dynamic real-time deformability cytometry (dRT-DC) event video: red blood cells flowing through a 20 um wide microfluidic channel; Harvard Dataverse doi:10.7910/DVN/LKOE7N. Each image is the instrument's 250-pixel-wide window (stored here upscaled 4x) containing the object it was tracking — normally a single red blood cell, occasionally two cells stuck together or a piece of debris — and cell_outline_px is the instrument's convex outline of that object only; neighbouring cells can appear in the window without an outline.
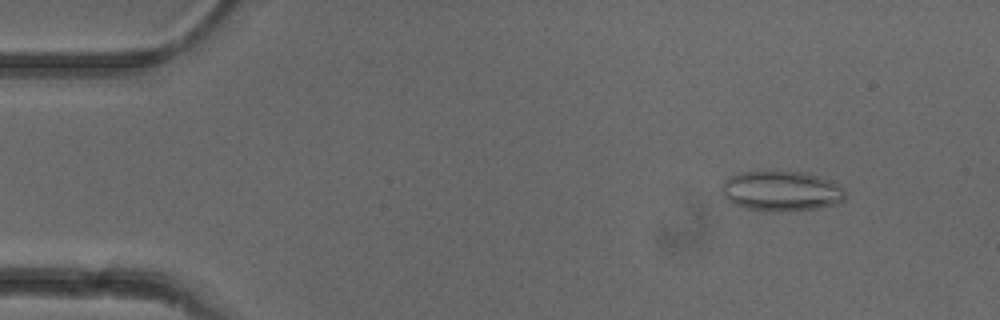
{"species": "common noctule bat (a hibernating species)", "species_latin": "Nyctalus noctula", "temperature_condition": "cold", "stored_images_in_passage": 52, "camera_frame_rate_fps": 3000, "um_per_image_px": 0.085, "animal": {"sex": "female"}, "frame": {"image": 1, "passage_image": 6, "time_ms": 1.667, "image_size_px": [1000, 320], "cell_outline_px": [[844, 200], [840, 204], [816, 208], [780, 212], [748, 208], [732, 204], [724, 196], [724, 180], [740, 172], [804, 172], [820, 176], [844, 188]], "centroid_in_image_um": [66.46, 16.25], "position_along_channel_um": 18.5, "area_um2": 28.55}}
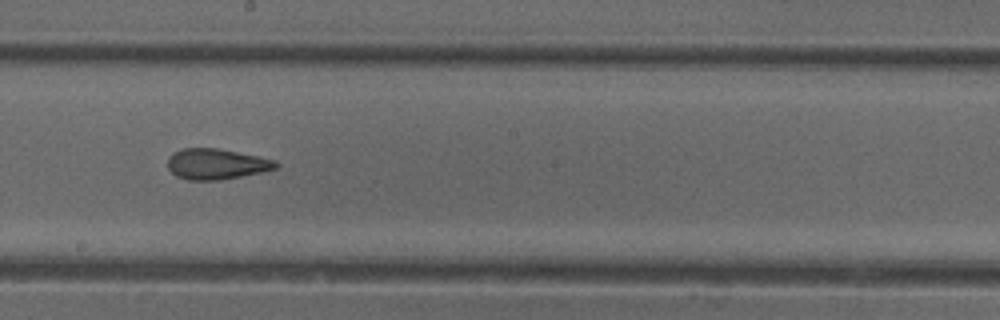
{"frame": {"image": 2, "passage_image": 29, "time_ms": 9.333, "image_size_px": [1000, 320], "cell_outline_px": [[280, 164], [276, 168], [260, 172], [220, 180], [188, 180], [176, 176], [168, 168], [168, 156], [172, 152], [184, 148], [216, 148], [276, 160]], "centroid_in_image_um": [18.35, 13.94], "position_along_channel_um": 229.8, "area_um2": 19.19}}
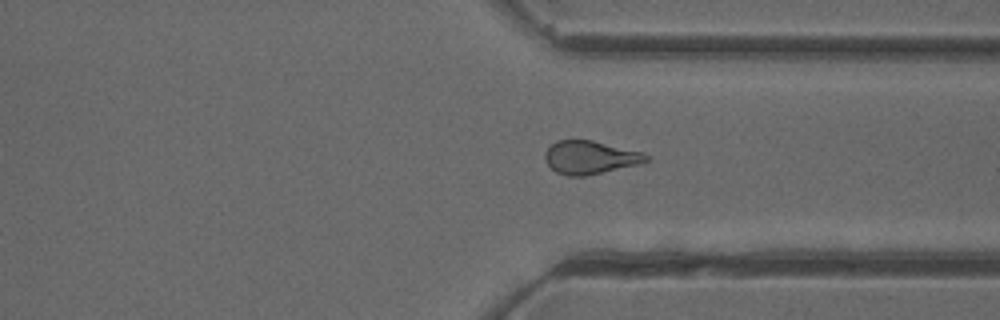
{"frame": {"image": 3, "passage_image": 39, "time_ms": 12.667, "image_size_px": [1000, 320], "cell_outline_px": [[648, 160], [636, 164], [584, 176], [568, 176], [556, 172], [548, 164], [544, 156], [544, 152], [556, 140], [592, 140], [640, 152], [648, 156]], "centroid_in_image_um": [50.08, 13.37], "position_along_channel_um": 361.3, "area_um2": 19.07}, "authors_computed_cell_mechanics": {"area_um2": 20.23, "velocity_mm_per_s": 3.9462, "shape_relaxation_time_tau1_ms": null, "shape_relaxation_time_tau2_ms": 1.4715, "deformation_change_tau1": null, "deformation_change_tau2": 0.081}}